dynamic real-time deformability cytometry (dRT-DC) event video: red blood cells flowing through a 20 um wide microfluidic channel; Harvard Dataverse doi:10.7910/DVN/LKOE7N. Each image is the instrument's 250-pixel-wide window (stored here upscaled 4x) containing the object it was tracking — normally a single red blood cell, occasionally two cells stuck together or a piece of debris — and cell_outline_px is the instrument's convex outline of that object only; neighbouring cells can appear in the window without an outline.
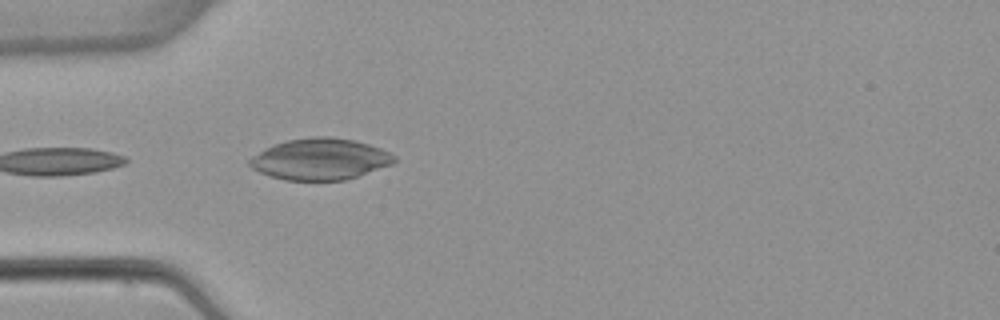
{"species": "common noctule bat (a hibernating species)", "species_latin": "Nyctalus noctula", "temperature_condition": "warm", "stored_images_in_passage": 4, "camera_frame_rate_fps": 3000, "um_per_image_px": 0.085, "animal": {"sex": "female", "body_mass_g": 22.7, "forearm_length_mm": 54.2}, "frame": {"image": 1, "passage_image": 4, "time_ms": 4.333, "image_size_px": [1000, 320], "cell_outline_px": [[396, 160], [392, 164], [344, 180], [284, 180], [260, 172], [252, 168], [248, 164], [248, 160], [252, 156], [264, 148], [288, 140], [316, 136], [332, 136], [352, 140], [368, 144], [380, 148], [396, 156]], "centroid_in_image_um": [27.19, 13.52], "position_along_channel_um": 57.8, "area_um2": 34.56}}